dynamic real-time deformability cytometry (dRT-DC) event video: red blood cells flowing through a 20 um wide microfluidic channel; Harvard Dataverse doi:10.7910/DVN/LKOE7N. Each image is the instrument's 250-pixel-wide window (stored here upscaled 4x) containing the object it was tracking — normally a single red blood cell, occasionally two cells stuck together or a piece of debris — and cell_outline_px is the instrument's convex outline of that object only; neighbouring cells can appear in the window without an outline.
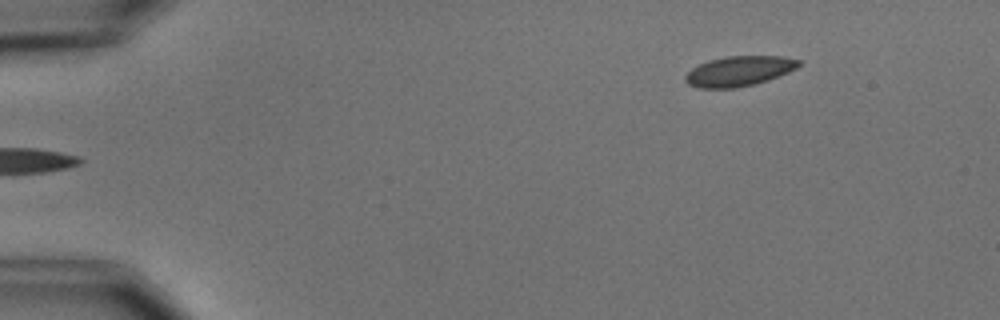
{"species": "common noctule bat (a hibernating species)", "species_latin": "Nyctalus noctula", "temperature_condition": "cold", "stored_images_in_passage": 4, "segment_of_instrument_passage": [2, 2], "camera_frame_rate_fps": 3000, "um_per_image_px": 0.085, "animal": {"sex": "male", "body_mass_g": 15.6}, "frame": {"image": 1, "passage_image": 4, "time_ms": 4.333, "image_size_px": [1000, 320], "cell_outline_px": [[800, 64], [796, 68], [780, 76], [756, 84], [736, 88], [700, 88], [688, 84], [684, 80], [684, 76], [692, 68], [708, 60], [724, 56], [784, 56], [800, 60]], "centroid_in_image_um": [62.82, 6.04], "position_along_channel_um": 22.2, "area_um2": 20.0}}